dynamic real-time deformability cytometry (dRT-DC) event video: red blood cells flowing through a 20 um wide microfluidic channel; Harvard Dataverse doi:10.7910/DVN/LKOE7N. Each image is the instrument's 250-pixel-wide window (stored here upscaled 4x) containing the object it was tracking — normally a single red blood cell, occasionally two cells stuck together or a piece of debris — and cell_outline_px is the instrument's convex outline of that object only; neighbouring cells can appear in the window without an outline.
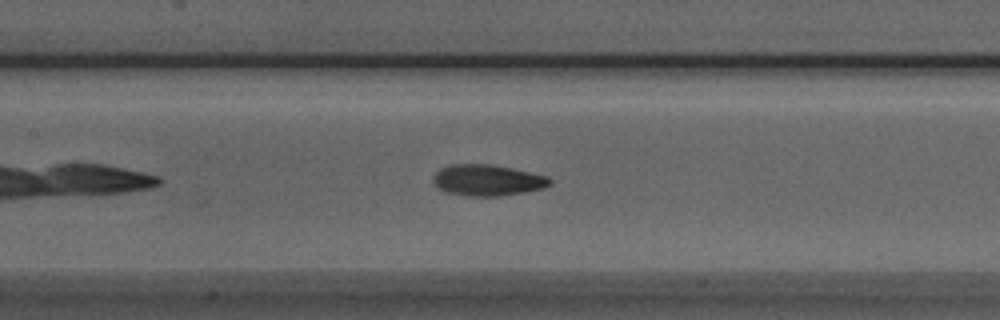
{"species": "Egyptian fruit bat (a non-hibernating species)", "species_latin": "Rousettus aegyptiacus", "temperature_condition": "room temperature", "stored_images_in_passage": 24, "camera_frame_rate_fps": 3000, "um_per_image_px": 0.085, "animal": {"sex": "male"}, "frame": {"image": 1, "passage_image": 11, "time_ms": 3.333, "image_size_px": [1000, 320], "cell_outline_px": [[552, 184], [544, 188], [524, 192], [500, 196], [464, 196], [444, 192], [432, 180], [432, 176], [440, 168], [452, 164], [488, 164], [512, 168], [548, 176], [552, 180]], "centroid_in_image_um": [41.43, 15.32], "position_along_channel_um": 166.0, "area_um2": 21.33}}
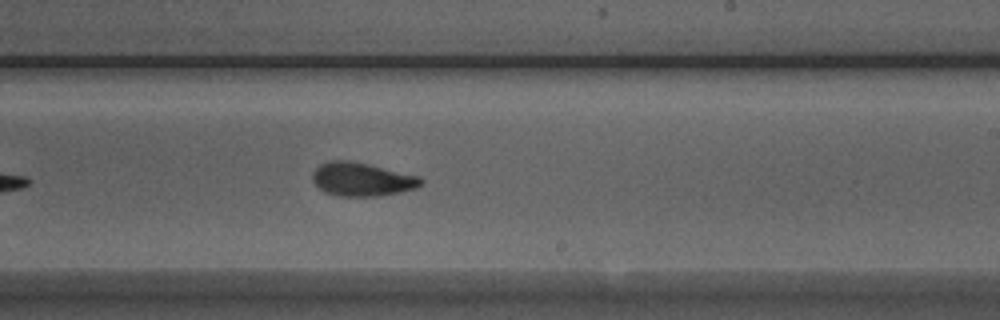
{"frame": {"image": 2, "passage_image": 18, "time_ms": 5.667, "image_size_px": [1000, 320], "cell_outline_px": [[424, 184], [416, 188], [400, 192], [380, 196], [336, 196], [320, 188], [312, 180], [312, 176], [316, 168], [320, 164], [328, 160], [352, 160], [420, 176], [424, 180]], "centroid_in_image_um": [30.8, 15.23], "position_along_channel_um": 258.2, "area_um2": 21.33}}
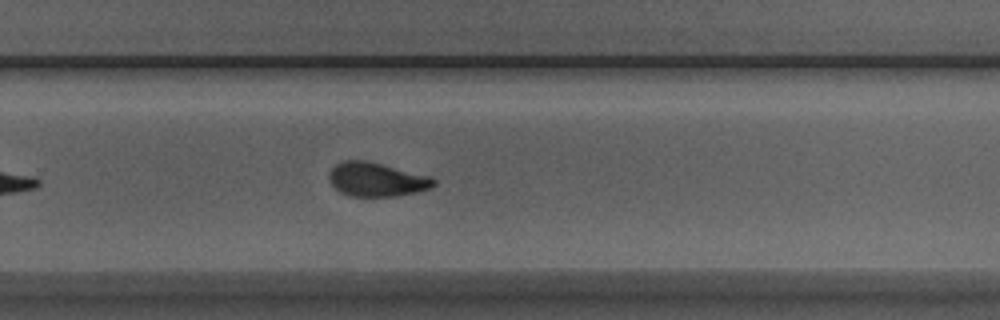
{"frame": {"image": 3, "passage_image": 21, "time_ms": 6.667, "image_size_px": [1000, 320], "cell_outline_px": [[436, 184], [432, 188], [416, 192], [396, 196], [348, 196], [340, 192], [328, 180], [328, 176], [332, 168], [336, 164], [344, 160], [368, 160], [432, 176], [436, 180]], "centroid_in_image_um": [32.04, 15.25], "position_along_channel_um": 297.8, "area_um2": 20.98}}